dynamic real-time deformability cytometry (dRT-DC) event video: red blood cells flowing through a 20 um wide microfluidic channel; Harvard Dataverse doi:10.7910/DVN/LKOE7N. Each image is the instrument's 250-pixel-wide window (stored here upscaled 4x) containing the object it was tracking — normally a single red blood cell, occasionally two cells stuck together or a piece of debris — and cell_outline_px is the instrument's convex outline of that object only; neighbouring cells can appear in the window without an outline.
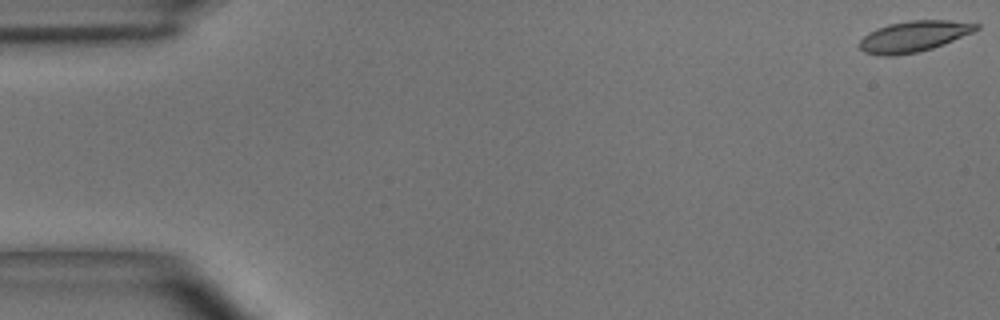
{"species": "common noctule bat (a hibernating species)", "species_latin": "Nyctalus noctula", "temperature_condition": "room temperature", "stored_images_in_passage": 51, "camera_frame_rate_fps": 3000, "um_per_image_px": 0.085, "animal": {"sex": "male", "body_mass_g": 15.6}, "frame": {"image": 1, "passage_image": 1, "time_ms": 0.0, "image_size_px": [1000, 320], "cell_outline_px": [[980, 28], [972, 32], [944, 44], [920, 52], [892, 56], [880, 56], [864, 52], [860, 48], [860, 40], [868, 32], [876, 28], [888, 24], [908, 20], [948, 20], [980, 24]], "centroid_in_image_um": [77.65, 3.09], "position_along_channel_um": 7.4, "area_um2": 21.1}}
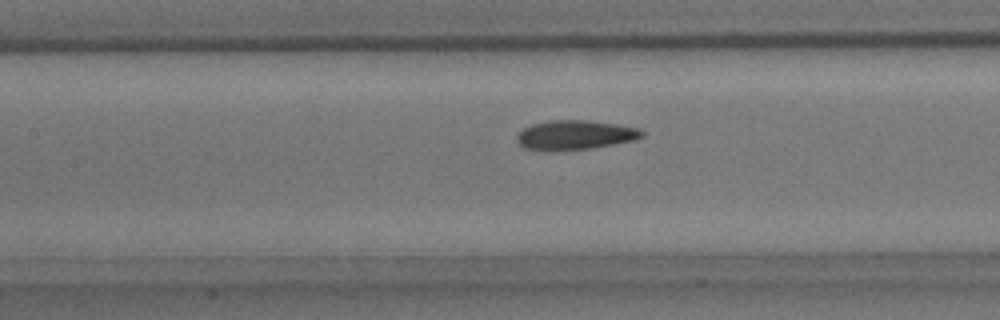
{"frame": {"image": 2, "passage_image": 23, "time_ms": 7.333, "image_size_px": [1000, 320], "cell_outline_px": [[644, 136], [632, 140], [612, 144], [588, 148], [524, 148], [516, 140], [516, 136], [524, 128], [532, 124], [552, 120], [584, 120], [616, 124], [636, 128], [644, 132]], "centroid_in_image_um": [48.89, 11.43], "position_along_channel_um": 158.5, "area_um2": 20.35}}
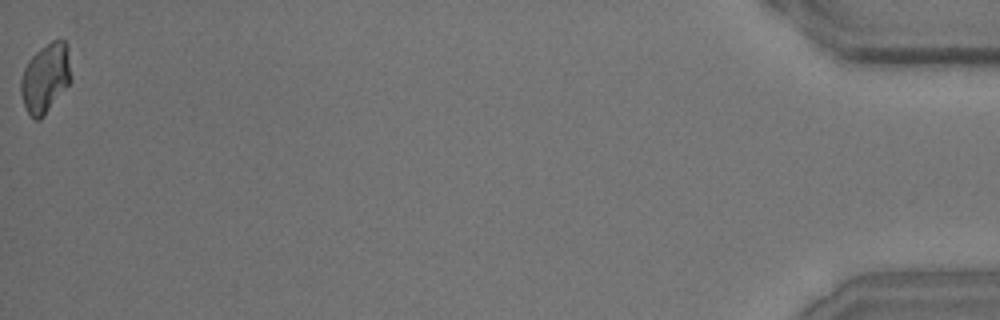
{"frame": {"image": 3, "passage_image": 51, "time_ms": 16.667, "image_size_px": [1000, 320], "cell_outline_px": [[72, 80], [44, 116], [40, 120], [36, 120], [28, 112], [24, 104], [20, 92], [20, 80], [24, 68], [28, 60], [40, 48], [52, 40], [64, 40], [68, 48], [72, 76]], "centroid_in_image_um": [3.88, 6.62], "position_along_channel_um": 431.3, "area_um2": 20.35}, "authors_computed_cell_mechanics": {"area_um2": 21.1548, "velocity_mm_per_s": 3.9432, "shape_relaxation_time_tau1_ms": 5.666, "shape_relaxation_time_tau2_ms": 1.8928, "deformation_change_tau1": 0.1451, "deformation_change_tau2": 0.0717}}